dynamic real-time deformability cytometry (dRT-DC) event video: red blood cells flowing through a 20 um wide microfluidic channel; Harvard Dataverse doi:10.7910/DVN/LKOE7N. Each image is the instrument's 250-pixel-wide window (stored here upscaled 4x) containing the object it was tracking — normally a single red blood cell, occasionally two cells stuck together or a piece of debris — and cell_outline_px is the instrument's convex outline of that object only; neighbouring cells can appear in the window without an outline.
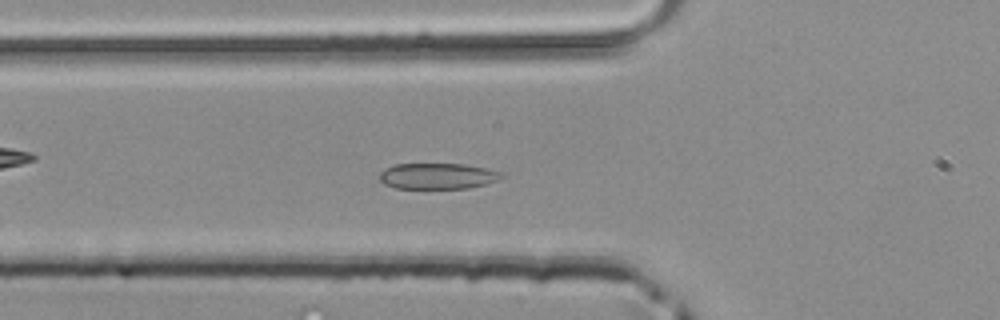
{"species": "common noctule bat (a hibernating species)", "species_latin": "Nyctalus noctula", "temperature_condition": "room temperature", "stored_images_in_passage": 47, "camera_frame_rate_fps": 3000, "um_per_image_px": 0.085, "animal": {"sex": "male", "body_mass_g": 20.4}, "frame": {"image": 1, "passage_image": 15, "time_ms": 4.667, "image_size_px": [1000, 320], "cell_outline_px": [[504, 176], [488, 184], [468, 188], [396, 188], [384, 184], [380, 180], [380, 172], [384, 168], [396, 164], [464, 164], [488, 168], [500, 172]], "centroid_in_image_um": [37.2, 14.96], "position_along_channel_um": 88.6, "area_um2": 18.44}}
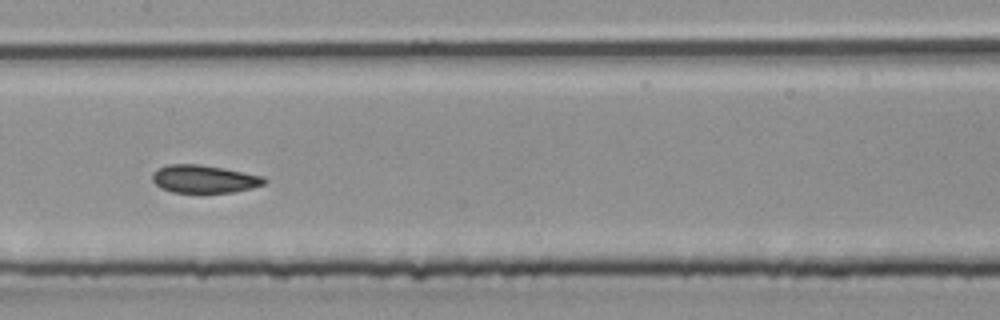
{"frame": {"image": 2, "passage_image": 22, "time_ms": 7.0, "image_size_px": [1000, 320], "cell_outline_px": [[268, 180], [264, 184], [252, 188], [232, 192], [172, 192], [160, 188], [152, 180], [152, 172], [168, 164], [200, 164], [224, 168], [264, 176]], "centroid_in_image_um": [17.36, 15.21], "position_along_channel_um": 190.0, "area_um2": 18.21}}
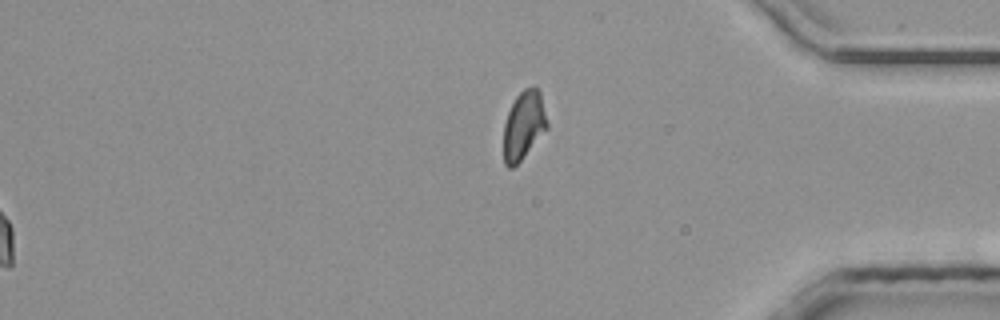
{"frame": {"image": 3, "passage_image": 47, "time_ms": 15.333, "image_size_px": [1000, 320], "cell_outline_px": [[548, 128], [520, 160], [512, 168], [508, 168], [504, 164], [504, 124], [508, 112], [516, 96], [524, 88], [536, 88], [540, 92], [548, 124]], "centroid_in_image_um": [44.51, 10.66], "position_along_channel_um": 390.7, "area_um2": 17.05}}